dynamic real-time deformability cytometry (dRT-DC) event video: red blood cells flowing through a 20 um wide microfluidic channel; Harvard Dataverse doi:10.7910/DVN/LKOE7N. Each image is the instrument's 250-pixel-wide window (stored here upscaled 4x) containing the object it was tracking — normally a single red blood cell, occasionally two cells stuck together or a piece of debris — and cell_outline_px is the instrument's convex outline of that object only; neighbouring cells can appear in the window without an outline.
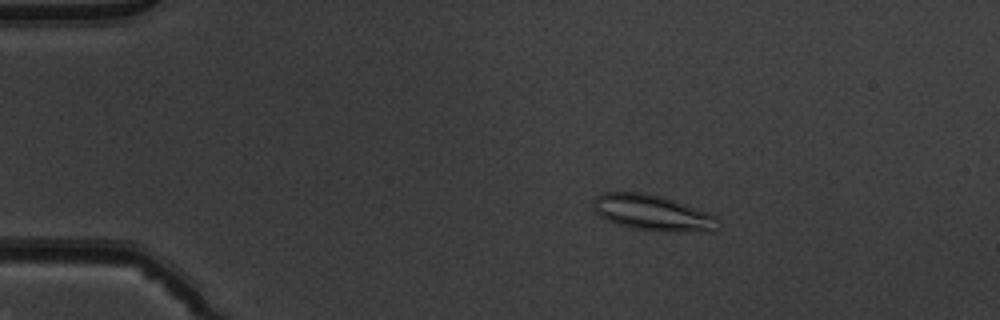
{"species": "common noctule bat (a hibernating species)", "species_latin": "Nyctalus noctula", "temperature_condition": "warm", "stored_images_in_passage": 52, "camera_frame_rate_fps": 3000, "um_per_image_px": 0.085, "animal": {"sex": "male", "body_mass_g": 19.5, "forearm_length_mm": 54.6}, "frame": {"image": 1, "passage_image": 9, "time_ms": 2.667, "image_size_px": [1000, 320], "cell_outline_px": [[716, 232], [660, 232], [632, 228], [616, 224], [600, 216], [592, 208], [596, 196], [604, 192], [640, 192], [660, 196], [708, 212], [716, 216]], "centroid_in_image_um": [55.47, 18.11], "position_along_channel_um": 29.5, "area_um2": 26.07}}
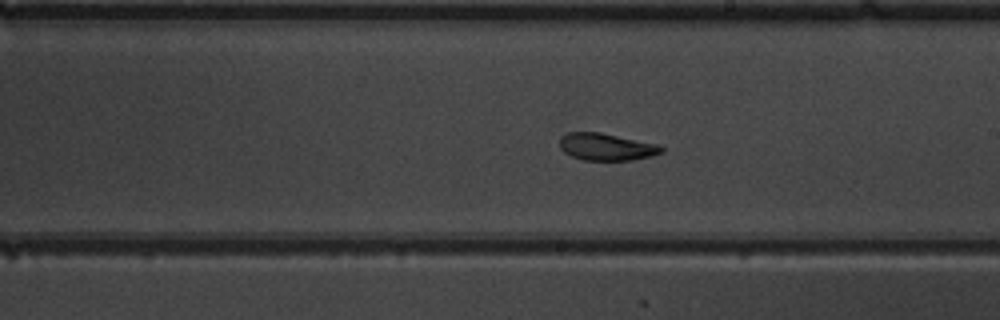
{"frame": {"image": 2, "passage_image": 30, "time_ms": 9.667, "image_size_px": [1000, 320], "cell_outline_px": [[664, 152], [652, 156], [632, 160], [584, 160], [572, 156], [564, 152], [560, 148], [560, 136], [568, 132], [600, 132], [660, 144], [664, 148]], "centroid_in_image_um": [51.58, 12.47], "position_along_channel_um": 237.4, "area_um2": 16.3}}
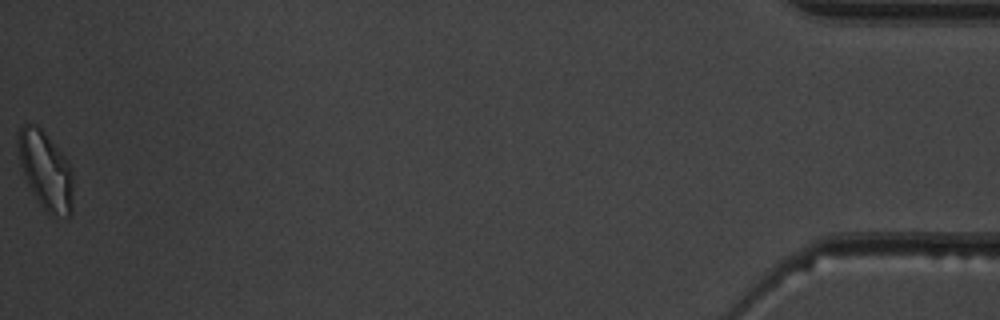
{"frame": {"image": 3, "passage_image": 52, "time_ms": 17.0, "image_size_px": [1000, 320], "cell_outline_px": [[72, 212], [68, 216], [52, 216], [40, 204], [32, 192], [28, 184], [20, 164], [16, 140], [16, 132], [24, 124], [36, 124], [40, 128], [68, 160], [72, 168]], "centroid_in_image_um": [3.86, 14.47], "position_along_channel_um": 431.3, "area_um2": 25.03}, "authors_computed_cell_mechanics": {"area_um2": 18.6116, "velocity_mm_per_s": 3.8952, "shape_relaxation_time_tau1_ms": 7.2773, "shape_relaxation_time_tau2_ms": 2.7156, "deformation_change_tau1": 0.1886, "deformation_change_tau2": 0.0752}}